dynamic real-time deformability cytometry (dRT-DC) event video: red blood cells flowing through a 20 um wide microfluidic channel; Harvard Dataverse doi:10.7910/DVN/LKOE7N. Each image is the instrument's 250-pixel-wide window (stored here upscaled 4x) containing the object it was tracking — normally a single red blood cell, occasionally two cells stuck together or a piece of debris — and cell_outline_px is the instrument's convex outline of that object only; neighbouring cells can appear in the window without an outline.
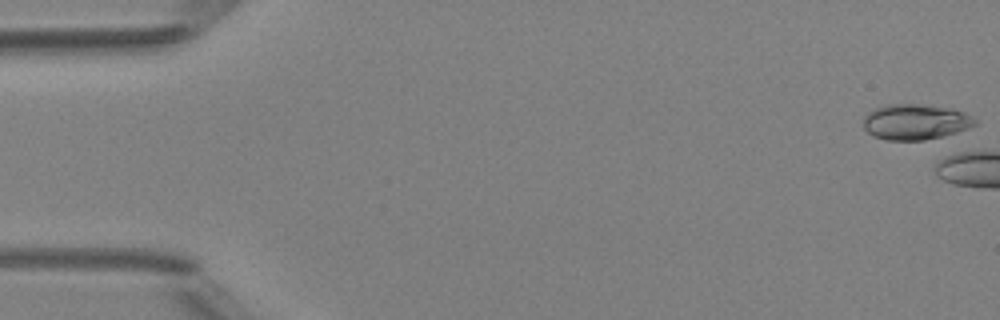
{"species": "Egyptian fruit bat (a non-hibernating species)", "species_latin": "Rousettus aegyptiacus", "temperature_condition": "room temperature", "stored_images_in_passage": 5, "camera_frame_rate_fps": 3000, "um_per_image_px": 0.085, "animal": {"sex": "female"}, "frame": {"image": 1, "passage_image": 1, "time_ms": 0.0, "image_size_px": [1000, 320], "cell_outline_px": [[976, 124], [968, 128], [944, 136], [924, 140], [884, 140], [872, 136], [864, 128], [864, 116], [868, 112], [876, 108], [888, 104], [920, 104], [952, 108], [964, 112], [972, 116], [976, 120]], "centroid_in_image_um": [77.8, 10.36], "position_along_channel_um": 7.2, "area_um2": 23.24}}